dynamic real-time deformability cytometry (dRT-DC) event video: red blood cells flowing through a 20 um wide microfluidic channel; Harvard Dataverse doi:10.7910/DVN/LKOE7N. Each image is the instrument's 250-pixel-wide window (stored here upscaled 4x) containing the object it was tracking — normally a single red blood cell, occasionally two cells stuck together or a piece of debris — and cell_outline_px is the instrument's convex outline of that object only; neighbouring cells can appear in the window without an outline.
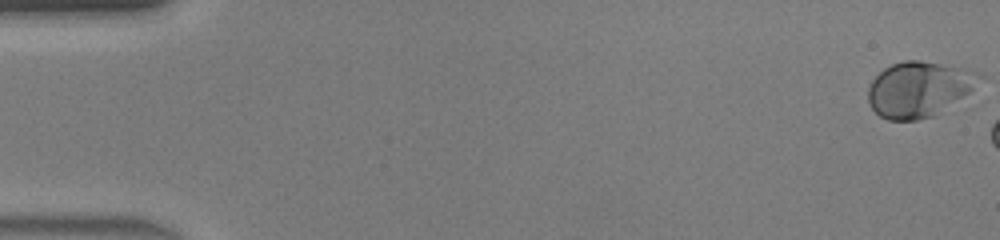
{"species": "human", "species_latin": "Homo sapiens", "temperature_condition": "warm", "stored_images_in_passage": 9, "camera_frame_rate_fps": 3000, "um_per_image_px": 0.085, "donor": {"sex": "male"}, "frame": {"image": 1, "passage_image": 1, "time_ms": 0.0, "image_size_px": [1000, 240], "cell_outline_px": [[984, 76], [968, 92], [936, 116], [916, 120], [888, 120], [880, 116], [872, 108], [868, 100], [868, 88], [872, 80], [884, 68], [892, 64], [904, 60], [920, 60], [960, 68], [976, 72]], "centroid_in_image_um": [78.07, 7.59], "position_along_channel_um": 6.9, "area_um2": 35.55}}